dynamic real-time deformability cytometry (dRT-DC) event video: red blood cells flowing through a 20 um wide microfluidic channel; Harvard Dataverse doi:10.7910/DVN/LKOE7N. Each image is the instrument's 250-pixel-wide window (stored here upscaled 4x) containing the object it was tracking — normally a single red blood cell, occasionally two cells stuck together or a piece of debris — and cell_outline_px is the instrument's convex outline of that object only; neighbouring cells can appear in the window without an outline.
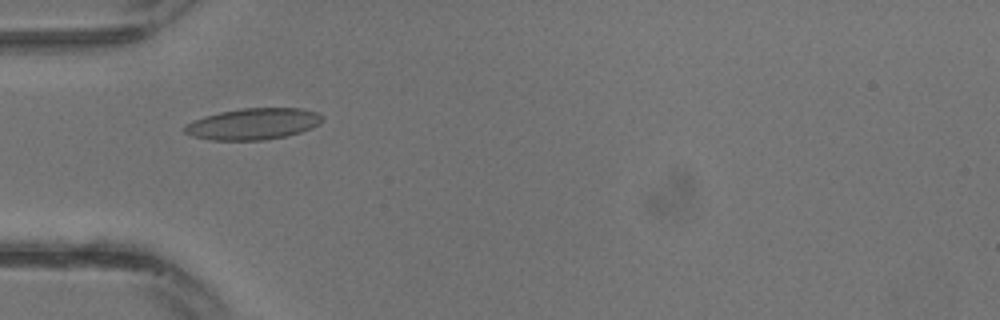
{"species": "common noctule bat (a hibernating species)", "species_latin": "Nyctalus noctula", "temperature_condition": "warm", "stored_images_in_passage": 19, "camera_frame_rate_fps": 3000, "um_per_image_px": 0.085, "animal": {"sex": "male", "body_mass_g": 13.3}, "frame": {"image": 1, "passage_image": 10, "time_ms": 3.0, "image_size_px": [1000, 320], "cell_outline_px": [[324, 120], [312, 128], [288, 136], [264, 140], [212, 140], [192, 136], [184, 132], [184, 124], [192, 120], [204, 116], [220, 112], [240, 108], [300, 108], [316, 112], [324, 116]], "centroid_in_image_um": [21.52, 10.53], "position_along_channel_um": 63.5, "area_um2": 25.37}}
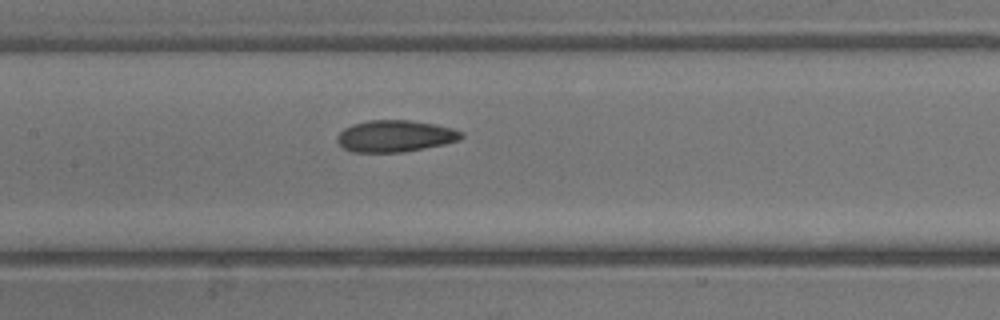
{"frame": {"image": 2, "passage_image": 15, "time_ms": 4.667, "image_size_px": [1000, 320], "cell_outline_px": [[464, 136], [460, 140], [444, 144], [404, 152], [352, 152], [344, 148], [336, 140], [336, 136], [344, 128], [352, 124], [368, 120], [408, 120], [436, 124], [452, 128], [464, 132]], "centroid_in_image_um": [33.6, 11.56], "position_along_channel_um": 173.8, "area_um2": 23.06}}
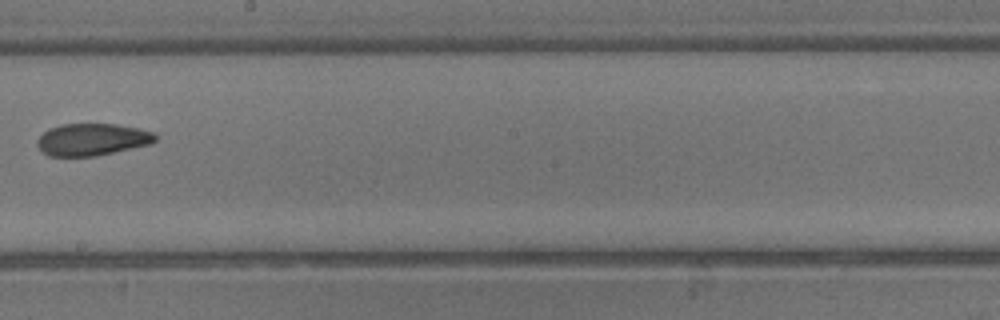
{"frame": {"image": 3, "passage_image": 18, "time_ms": 5.667, "image_size_px": [1000, 320], "cell_outline_px": [[156, 140], [148, 144], [132, 148], [96, 156], [48, 156], [40, 152], [36, 144], [36, 140], [48, 128], [60, 124], [116, 124], [140, 128], [152, 132], [156, 136]], "centroid_in_image_um": [7.77, 11.86], "position_along_channel_um": 240.4, "area_um2": 22.2}}